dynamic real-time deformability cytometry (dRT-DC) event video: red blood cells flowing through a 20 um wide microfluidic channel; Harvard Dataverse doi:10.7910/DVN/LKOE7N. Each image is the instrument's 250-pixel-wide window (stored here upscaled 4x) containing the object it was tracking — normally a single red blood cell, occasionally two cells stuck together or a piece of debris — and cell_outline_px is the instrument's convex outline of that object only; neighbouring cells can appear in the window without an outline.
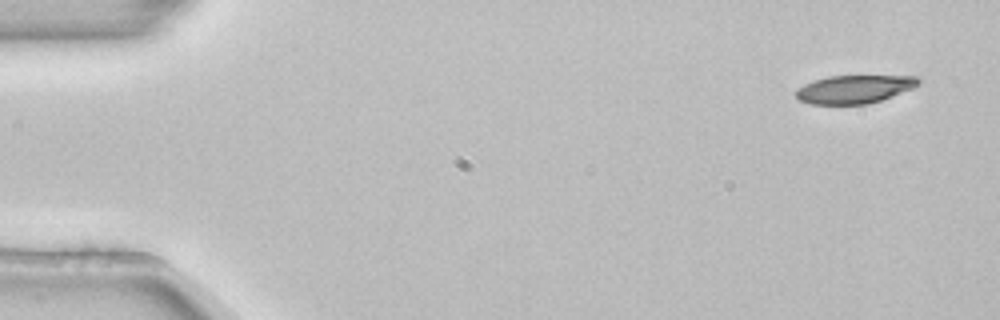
{"species": "common noctule bat (a hibernating species)", "species_latin": "Nyctalus noctula", "temperature_condition": "room temperature", "stored_images_in_passage": 5, "camera_frame_rate_fps": 3000, "um_per_image_px": 0.085, "animal": {"sex": "female", "body_mass_g": 22.7, "forearm_length_mm": 54.2}, "frame": {"image": 1, "passage_image": 1, "time_ms": 0.0, "image_size_px": [1000, 320], "cell_outline_px": [[920, 84], [916, 88], [868, 104], [812, 104], [800, 100], [792, 92], [796, 88], [812, 80], [828, 76], [916, 76], [920, 80]], "centroid_in_image_um": [72.6, 7.58], "position_along_channel_um": 12.4, "area_um2": 20.35}}
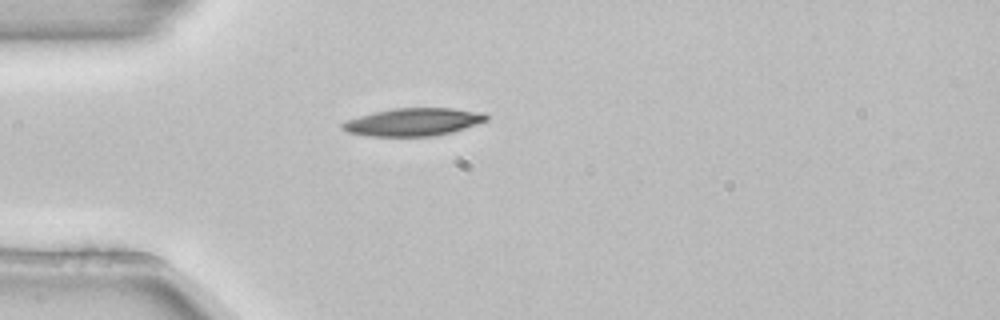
{"frame": {"image": 2, "passage_image": 4, "time_ms": 1.0, "image_size_px": [1000, 320], "cell_outline_px": [[488, 120], [452, 132], [436, 136], [368, 136], [348, 132], [340, 128], [340, 124], [348, 120], [360, 116], [376, 112], [396, 108], [452, 108], [484, 112], [488, 116]], "centroid_in_image_um": [35.15, 10.37], "position_along_channel_um": 49.8, "area_um2": 23.18}}